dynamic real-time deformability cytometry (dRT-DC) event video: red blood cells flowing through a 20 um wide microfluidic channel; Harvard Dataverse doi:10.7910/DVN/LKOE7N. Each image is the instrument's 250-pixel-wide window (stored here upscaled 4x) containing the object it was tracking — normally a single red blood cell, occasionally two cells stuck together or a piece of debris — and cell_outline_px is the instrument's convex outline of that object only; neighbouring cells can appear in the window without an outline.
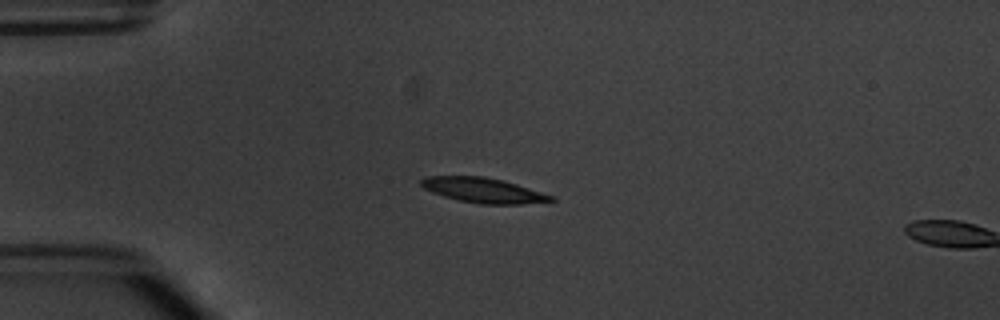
{"species": "common noctule bat (a hibernating species)", "species_latin": "Nyctalus noctula", "temperature_condition": "warm", "stored_images_in_passage": 4, "camera_frame_rate_fps": 3000, "um_per_image_px": 0.085, "animal": {"sex": "male", "body_mass_g": 20.1, "forearm_length_mm": 53.5}, "frame": {"image": 1, "passage_image": 3, "time_ms": 2.333, "image_size_px": [1000, 320], "cell_outline_px": [[556, 200], [520, 204], [480, 204], [460, 200], [444, 196], [432, 192], [424, 188], [420, 184], [420, 180], [428, 176], [484, 176], [504, 180], [552, 196]], "centroid_in_image_um": [41.04, 16.16], "position_along_channel_um": 44.0, "area_um2": 18.61}}